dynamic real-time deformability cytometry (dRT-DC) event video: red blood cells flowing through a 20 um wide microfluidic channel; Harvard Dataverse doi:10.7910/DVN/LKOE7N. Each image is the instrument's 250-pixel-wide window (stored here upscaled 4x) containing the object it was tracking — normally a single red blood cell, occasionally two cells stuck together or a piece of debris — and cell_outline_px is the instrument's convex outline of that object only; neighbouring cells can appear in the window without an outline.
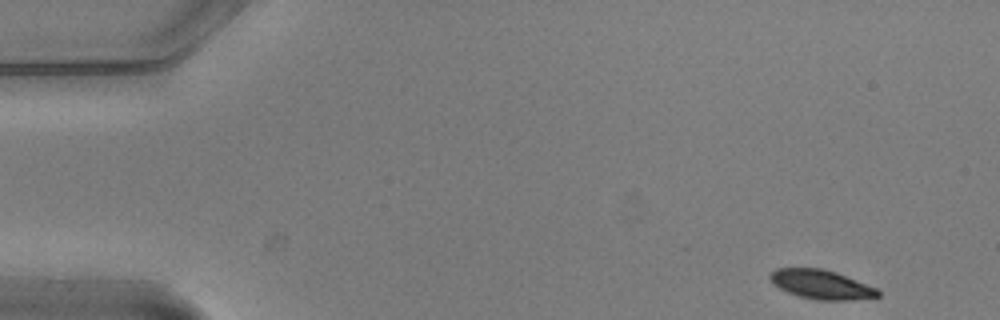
{"species": "common noctule bat (a hibernating species)", "species_latin": "Nyctalus noctula", "temperature_condition": "warm", "stored_images_in_passage": 5, "camera_frame_rate_fps": 3000, "um_per_image_px": 0.085, "animal": {"sex": "male", "body_mass_g": 20.5, "forearm_length_mm": 52.5}, "frame": {"image": 1, "passage_image": 1, "time_ms": 0.0, "image_size_px": [1000, 320], "cell_outline_px": [[880, 296], [844, 300], [816, 300], [800, 296], [788, 292], [780, 288], [768, 276], [776, 268], [824, 268], [836, 272], [876, 288], [880, 292]], "centroid_in_image_um": [69.8, 24.17], "position_along_channel_um": 15.2, "area_um2": 17.98}}
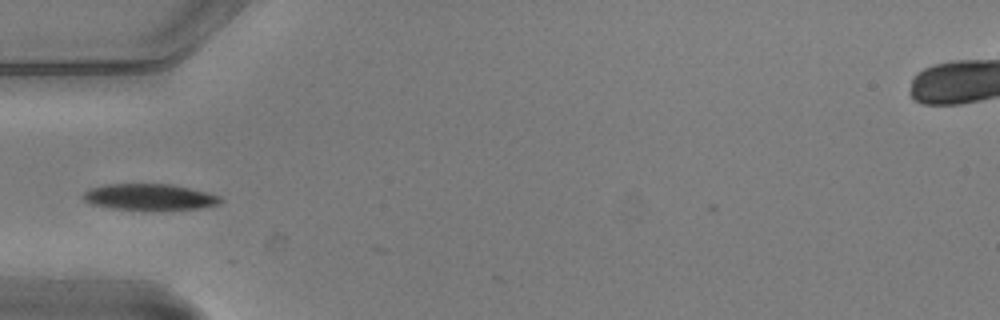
{"frame": {"image": 2, "passage_image": 5, "time_ms": 1.333, "image_size_px": [1000, 320], "cell_outline_px": [[224, 200], [220, 204], [200, 208], [112, 208], [92, 204], [84, 200], [80, 196], [88, 188], [104, 184], [172, 184], [208, 192], [220, 196]], "centroid_in_image_um": [12.69, 16.71], "position_along_channel_um": 72.3, "area_um2": 20.58}}